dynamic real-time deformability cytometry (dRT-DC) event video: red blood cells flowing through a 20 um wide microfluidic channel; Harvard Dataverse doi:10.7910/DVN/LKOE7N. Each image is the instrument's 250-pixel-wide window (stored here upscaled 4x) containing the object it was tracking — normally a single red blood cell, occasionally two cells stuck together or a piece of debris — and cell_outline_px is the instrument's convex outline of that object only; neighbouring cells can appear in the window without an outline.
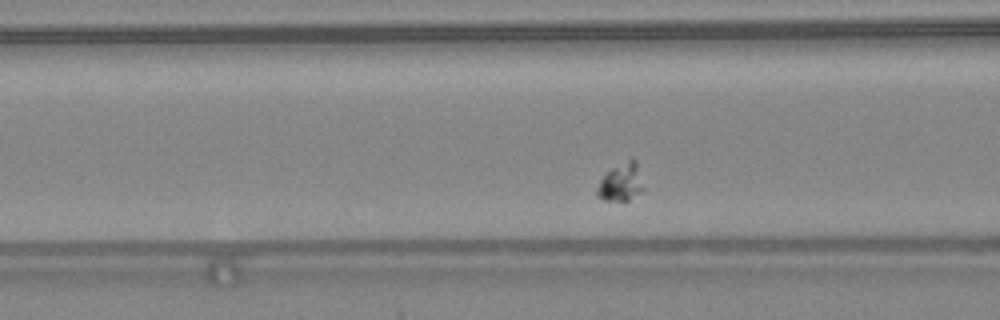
{"species": "common noctule bat (a hibernating species)", "species_latin": "Nyctalus noctula", "temperature_condition": "warm", "stored_images_in_passage": 36, "segment_of_instrument_passage": [2, 2], "camera_frame_rate_fps": 3000, "um_per_image_px": 0.085, "animal": {"sex": "female", "body_mass_g": 24.6, "forearm_length_mm": 56.2}, "frame": {"image": 1, "passage_image": 13, "time_ms": 4.0, "image_size_px": [1000, 320], "cell_outline_px": [[644, 188], [640, 192], [628, 200], [604, 200], [596, 196], [596, 188], [600, 180], [612, 168], [632, 156], [636, 160]], "centroid_in_image_um": [52.78, 15.47], "position_along_channel_um": 113.8, "area_um2": 10.17}}
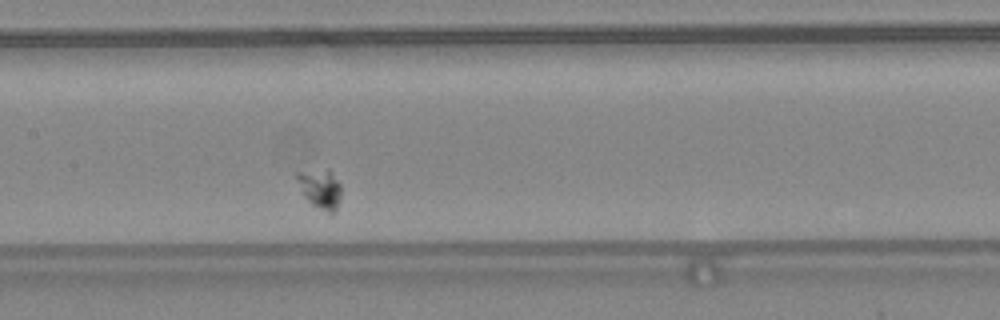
{"frame": {"image": 2, "passage_image": 18, "time_ms": 5.667, "image_size_px": [1000, 320], "cell_outline_px": [[340, 200], [336, 208], [332, 212], [328, 212], [312, 204], [304, 196], [296, 180], [296, 172], [328, 168], [340, 184]], "centroid_in_image_um": [27.2, 16.0], "position_along_channel_um": 180.2, "area_um2": 10.0}}
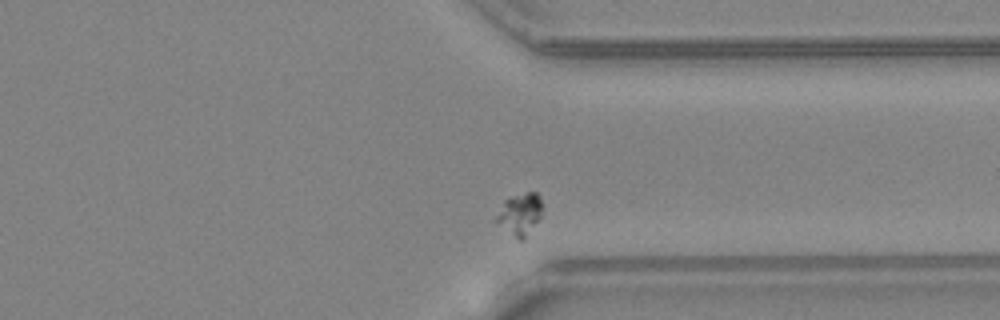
{"frame": {"image": 3, "passage_image": 32, "time_ms": 10.333, "image_size_px": [1000, 320], "cell_outline_px": [[540, 216], [524, 240], [520, 240], [492, 220], [504, 200], [512, 196], [528, 192], [536, 192], [540, 196]], "centroid_in_image_um": [44.13, 18.19], "position_along_channel_um": 367.3, "area_um2": 11.04}}